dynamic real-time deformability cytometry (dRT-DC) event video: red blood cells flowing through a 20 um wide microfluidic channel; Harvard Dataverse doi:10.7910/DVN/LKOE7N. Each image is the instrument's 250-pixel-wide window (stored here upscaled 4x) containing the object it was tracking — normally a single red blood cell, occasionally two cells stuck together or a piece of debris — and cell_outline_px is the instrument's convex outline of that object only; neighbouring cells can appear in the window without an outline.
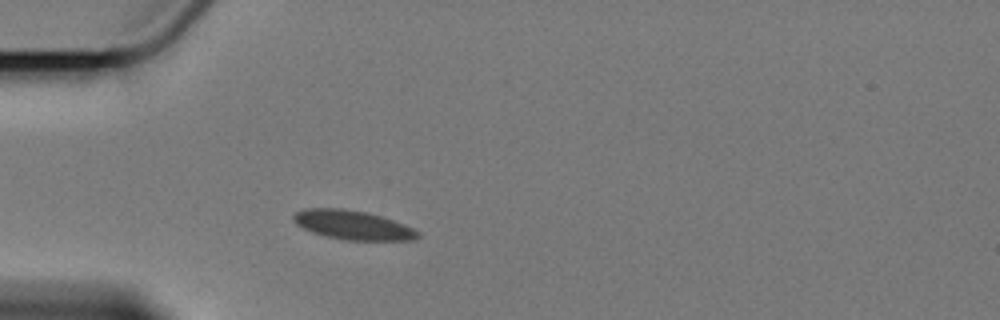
{"species": "Egyptian fruit bat (a non-hibernating species)", "species_latin": "Rousettus aegyptiacus", "temperature_condition": "cold", "stored_images_in_passage": 3, "camera_frame_rate_fps": 3000, "um_per_image_px": 0.085, "animal": {"sex": "female"}, "frame": {"image": 1, "passage_image": 2, "time_ms": 1.333, "image_size_px": [1000, 320], "cell_outline_px": [[420, 236], [416, 240], [344, 240], [324, 236], [312, 232], [296, 224], [292, 220], [292, 216], [296, 212], [308, 208], [340, 208], [364, 212], [380, 216], [404, 224], [420, 232]], "centroid_in_image_um": [29.98, 19.14], "position_along_channel_um": 55.0, "area_um2": 21.04}}